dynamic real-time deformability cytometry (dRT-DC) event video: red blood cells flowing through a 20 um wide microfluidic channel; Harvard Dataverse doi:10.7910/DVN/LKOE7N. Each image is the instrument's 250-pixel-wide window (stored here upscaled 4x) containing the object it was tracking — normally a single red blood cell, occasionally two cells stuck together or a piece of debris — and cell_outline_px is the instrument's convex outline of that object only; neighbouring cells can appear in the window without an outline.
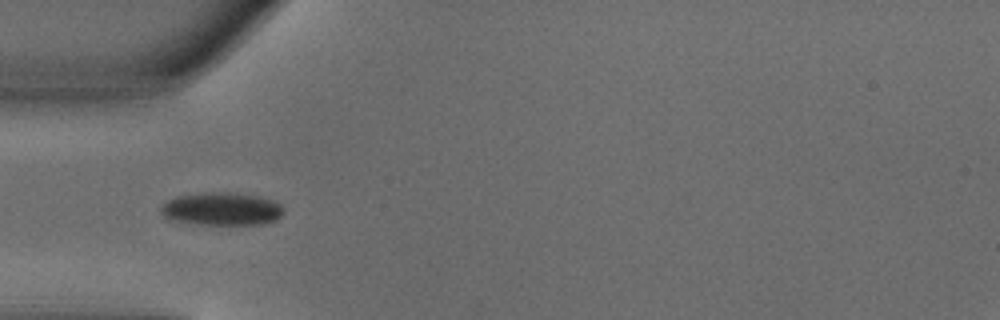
{"species": "common noctule bat (a hibernating species)", "species_latin": "Nyctalus noctula", "temperature_condition": "warm", "stored_images_in_passage": 49, "camera_frame_rate_fps": 3000, "um_per_image_px": 0.085, "animal": {"sex": "male", "body_mass_g": 18.8}, "frame": {"image": 1, "passage_image": 15, "time_ms": 4.667, "image_size_px": [1000, 320], "cell_outline_px": [[284, 212], [276, 220], [264, 224], [200, 224], [176, 220], [164, 216], [160, 212], [160, 208], [168, 200], [180, 196], [224, 192], [260, 196], [272, 200], [280, 204], [284, 208]], "centroid_in_image_um": [18.92, 17.77], "position_along_channel_um": 66.1, "area_um2": 23.0}}
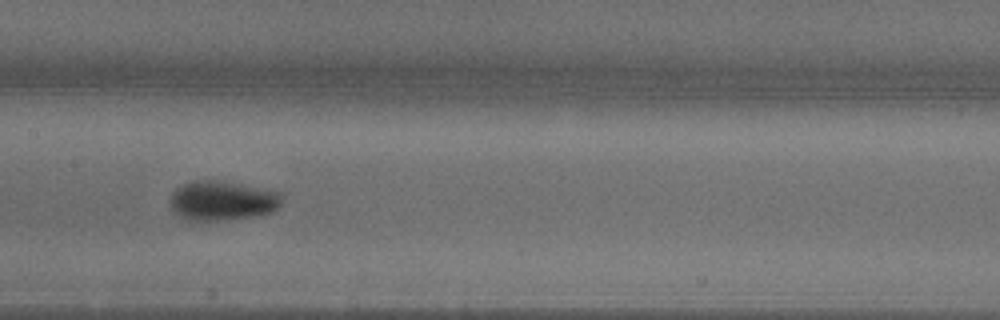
{"frame": {"image": 2, "passage_image": 24, "time_ms": 7.667, "image_size_px": [1000, 320], "cell_outline_px": [[280, 204], [272, 212], [260, 216], [224, 220], [184, 220], [172, 208], [172, 192], [176, 188], [192, 180], [212, 180], [280, 192]], "centroid_in_image_um": [18.88, 17.08], "position_along_channel_um": 188.5, "area_um2": 25.26}}
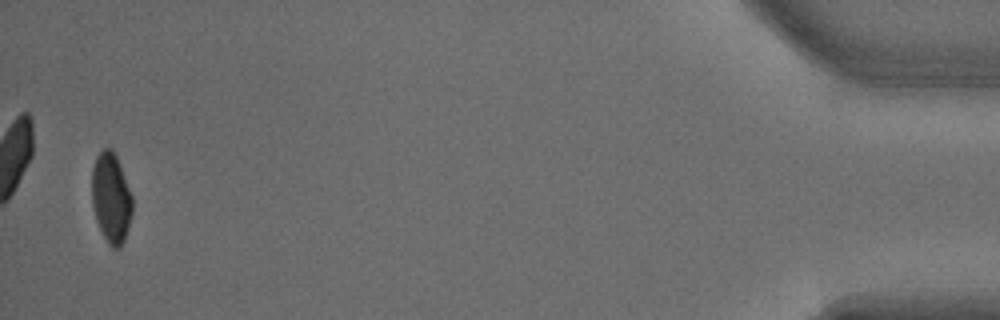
{"frame": {"image": 3, "passage_image": 48, "time_ms": 15.667, "image_size_px": [1000, 320], "cell_outline_px": [[132, 212], [128, 228], [124, 240], [120, 248], [112, 248], [108, 244], [96, 220], [92, 204], [92, 168], [96, 156], [104, 148], [112, 148], [116, 156], [132, 196]], "centroid_in_image_um": [9.43, 16.83], "position_along_channel_um": 425.8, "area_um2": 21.1}, "authors_computed_cell_mechanics": {"area_um2": 22.6576, "velocity_mm_per_s": 4.0566, "shape_relaxation_time_tau1_ms": 5.5455, "shape_relaxation_time_tau2_ms": null, "deformation_change_tau1": 0.1905, "deformation_change_tau2": null}}